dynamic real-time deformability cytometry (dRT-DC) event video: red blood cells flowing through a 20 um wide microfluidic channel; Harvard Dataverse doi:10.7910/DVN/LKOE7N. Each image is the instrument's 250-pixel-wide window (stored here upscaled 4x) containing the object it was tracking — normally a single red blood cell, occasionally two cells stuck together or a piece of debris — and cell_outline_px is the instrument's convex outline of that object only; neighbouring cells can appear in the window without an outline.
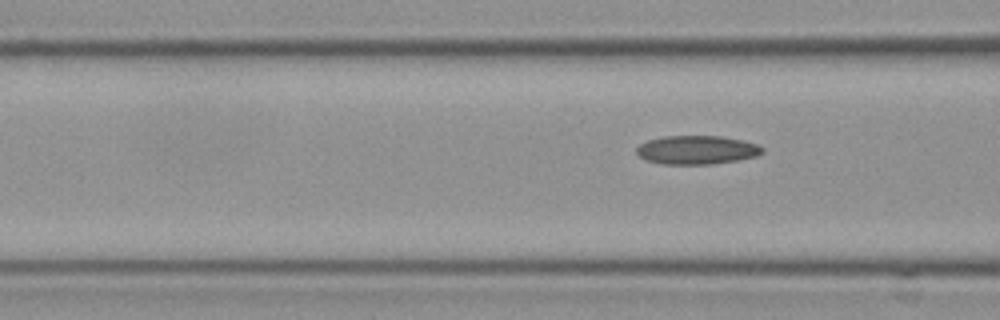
{"species": "Egyptian fruit bat (a non-hibernating species)", "species_latin": "Rousettus aegyptiacus", "temperature_condition": "cold", "stored_images_in_passage": 15, "camera_frame_rate_fps": 3000, "um_per_image_px": 0.085, "frame": {"image": 1, "passage_image": 6, "time_ms": 1.667, "image_size_px": [1000, 320], "cell_outline_px": [[764, 152], [756, 156], [736, 160], [712, 164], [660, 164], [644, 160], [636, 152], [636, 148], [640, 144], [648, 140], [664, 136], [720, 136], [744, 140], [756, 144], [764, 148]], "centroid_in_image_um": [59.21, 12.74], "position_along_channel_um": 107.4, "area_um2": 21.1}}
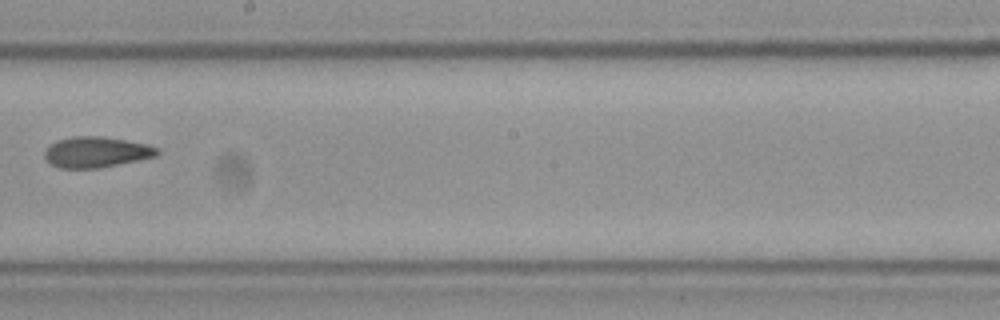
{"frame": {"image": 2, "passage_image": 9, "time_ms": 2.667, "image_size_px": [1000, 320], "cell_outline_px": [[160, 152], [156, 156], [140, 160], [100, 168], [60, 168], [52, 164], [44, 156], [44, 152], [56, 140], [72, 136], [100, 136], [148, 144], [160, 148]], "centroid_in_image_um": [8.22, 12.93], "position_along_channel_um": 240.0, "area_um2": 20.17}}
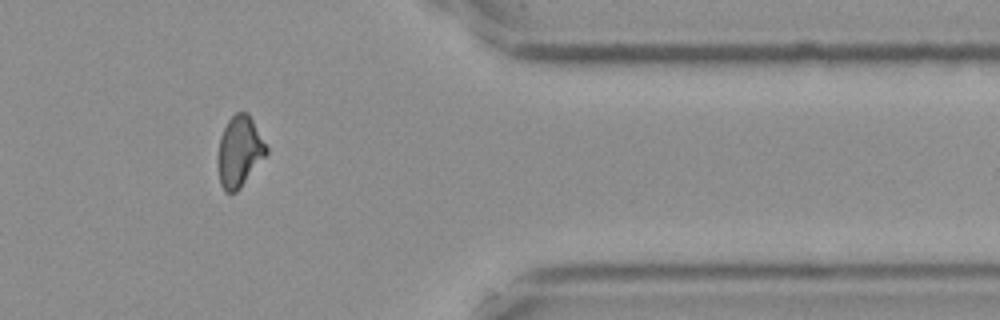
{"frame": {"image": 3, "passage_image": 13, "time_ms": 4.0, "image_size_px": [1000, 320], "cell_outline_px": [[268, 152], [240, 188], [236, 192], [224, 192], [220, 184], [216, 164], [216, 160], [220, 136], [228, 120], [236, 112], [248, 112], [268, 148]], "centroid_in_image_um": [20.32, 12.89], "position_along_channel_um": 391.1, "area_um2": 20.11}}